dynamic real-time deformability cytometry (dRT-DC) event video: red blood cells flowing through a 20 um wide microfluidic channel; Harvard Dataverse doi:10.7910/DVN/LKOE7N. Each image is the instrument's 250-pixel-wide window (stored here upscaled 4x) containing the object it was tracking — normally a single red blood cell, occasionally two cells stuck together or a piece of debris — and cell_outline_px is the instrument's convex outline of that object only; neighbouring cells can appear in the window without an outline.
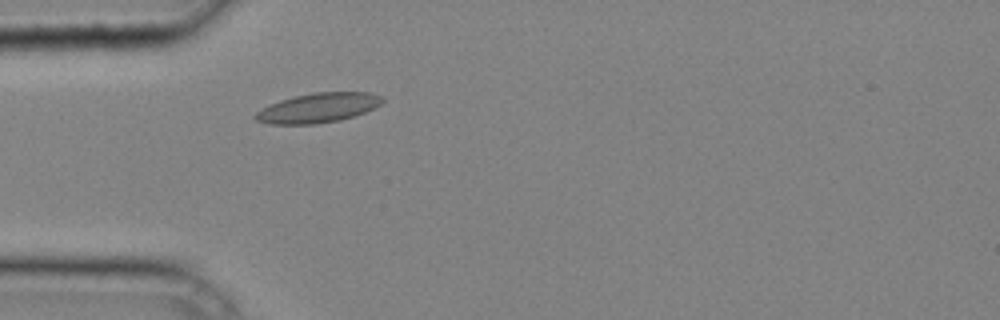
{"species": "common noctule bat (a hibernating species)", "species_latin": "Nyctalus noctula", "temperature_condition": "cold", "stored_images_in_passage": 26, "camera_frame_rate_fps": 3000, "um_per_image_px": 0.085, "animal": {"sex": "male", "body_mass_g": 20.4}, "frame": {"image": 1, "passage_image": 2, "time_ms": 0.333, "image_size_px": [1000, 320], "cell_outline_px": [[384, 100], [380, 104], [364, 112], [340, 120], [312, 124], [268, 124], [256, 120], [252, 116], [260, 108], [280, 100], [312, 92], [368, 92], [384, 96]], "centroid_in_image_um": [27.0, 9.16], "position_along_channel_um": 58.0, "area_um2": 21.85}}
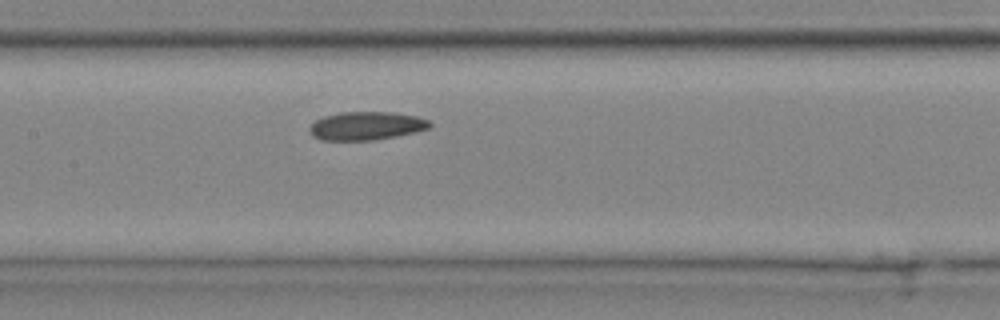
{"frame": {"image": 2, "passage_image": 10, "time_ms": 3.0, "image_size_px": [1000, 320], "cell_outline_px": [[432, 128], [416, 132], [396, 136], [372, 140], [320, 140], [312, 136], [308, 128], [316, 120], [324, 116], [340, 112], [392, 112], [416, 116], [428, 120], [432, 124]], "centroid_in_image_um": [31.14, 10.7], "position_along_channel_um": 176.3, "area_um2": 19.94}}
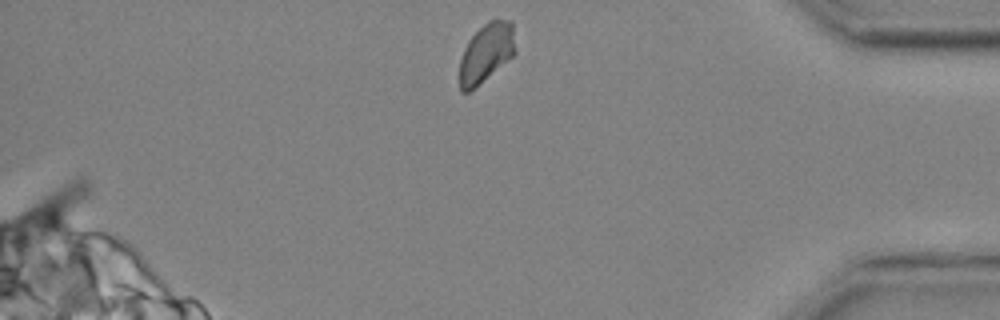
{"frame": {"image": 3, "passage_image": 26, "time_ms": 8.333, "image_size_px": [1000, 320], "cell_outline_px": [[516, 52], [512, 56], [468, 92], [460, 92], [460, 60], [464, 48], [468, 40], [488, 20], [512, 20]], "centroid_in_image_um": [41.33, 4.46], "position_along_channel_um": 393.9, "area_um2": 18.73}}